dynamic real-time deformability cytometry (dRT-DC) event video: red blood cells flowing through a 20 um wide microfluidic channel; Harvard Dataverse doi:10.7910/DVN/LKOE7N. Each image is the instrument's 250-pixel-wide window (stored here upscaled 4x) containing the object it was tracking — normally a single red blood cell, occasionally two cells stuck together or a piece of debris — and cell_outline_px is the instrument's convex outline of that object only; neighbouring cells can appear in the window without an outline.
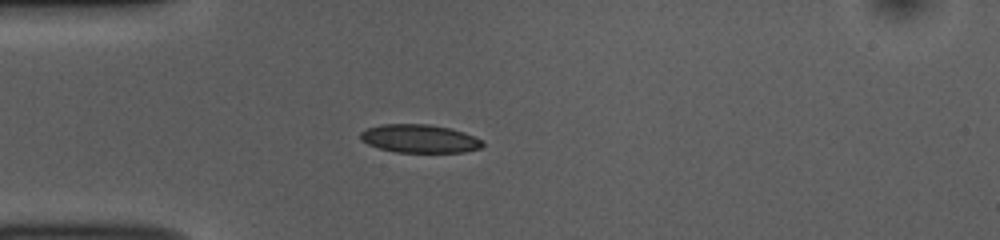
{"species": "common noctule bat (a hibernating species)", "species_latin": "Nyctalus noctula", "temperature_condition": "room temperature", "stored_images_in_passage": 39, "camera_frame_rate_fps": 3000, "um_per_image_px": 0.085, "animal": {"sex": "female", "body_mass_g": 10.0, "forearm_length_mm": 53.1}, "frame": {"image": 1, "passage_image": 1, "time_ms": 0.0, "image_size_px": [1000, 240], "cell_outline_px": [[484, 144], [480, 148], [464, 152], [396, 152], [380, 148], [368, 144], [360, 140], [360, 132], [368, 128], [380, 124], [428, 124], [452, 128], [464, 132], [484, 140]], "centroid_in_image_um": [35.68, 11.78], "position_along_channel_um": 49.3, "area_um2": 20.23}}
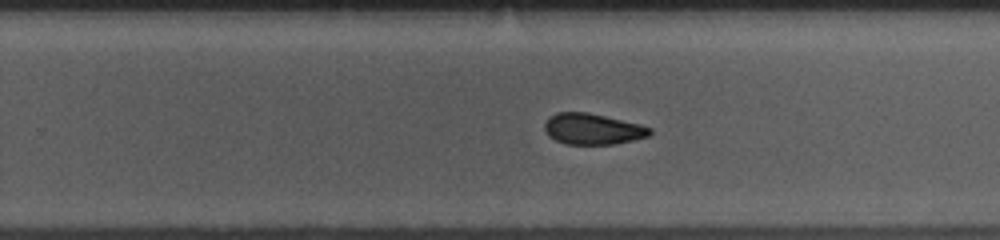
{"frame": {"image": 2, "passage_image": 20, "time_ms": 6.333, "image_size_px": [1000, 240], "cell_outline_px": [[652, 132], [648, 136], [632, 140], [612, 144], [568, 144], [556, 140], [548, 136], [544, 128], [544, 124], [548, 116], [556, 112], [588, 112], [640, 124], [652, 128]], "centroid_in_image_um": [50.34, 10.95], "position_along_channel_um": 279.5, "area_um2": 19.02}}
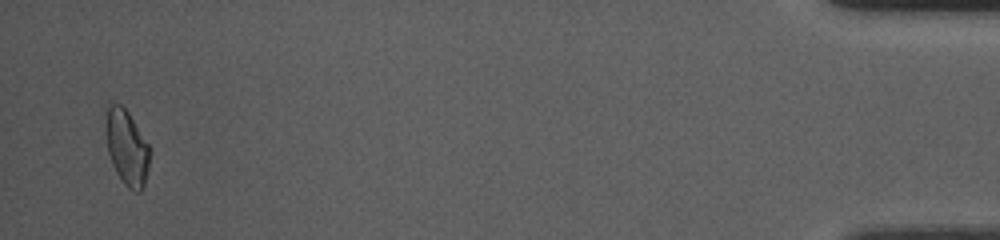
{"frame": {"image": 3, "passage_image": 38, "time_ms": 12.333, "image_size_px": [1000, 240], "cell_outline_px": [[148, 168], [144, 188], [140, 192], [136, 192], [128, 188], [124, 184], [116, 172], [112, 164], [108, 152], [108, 104], [120, 104], [128, 112], [148, 144]], "centroid_in_image_um": [10.81, 12.61], "position_along_channel_um": 424.4, "area_um2": 18.5}, "authors_computed_cell_mechanics": {"area_um2": 19.8254, "velocity_mm_per_s": 3.8037, "shape_relaxation_time_tau1_ms": 5.2294, "shape_relaxation_time_tau2_ms": 3.6816, "deformation_change_tau1": 0.1157, "deformation_change_tau2": 0.0774}}